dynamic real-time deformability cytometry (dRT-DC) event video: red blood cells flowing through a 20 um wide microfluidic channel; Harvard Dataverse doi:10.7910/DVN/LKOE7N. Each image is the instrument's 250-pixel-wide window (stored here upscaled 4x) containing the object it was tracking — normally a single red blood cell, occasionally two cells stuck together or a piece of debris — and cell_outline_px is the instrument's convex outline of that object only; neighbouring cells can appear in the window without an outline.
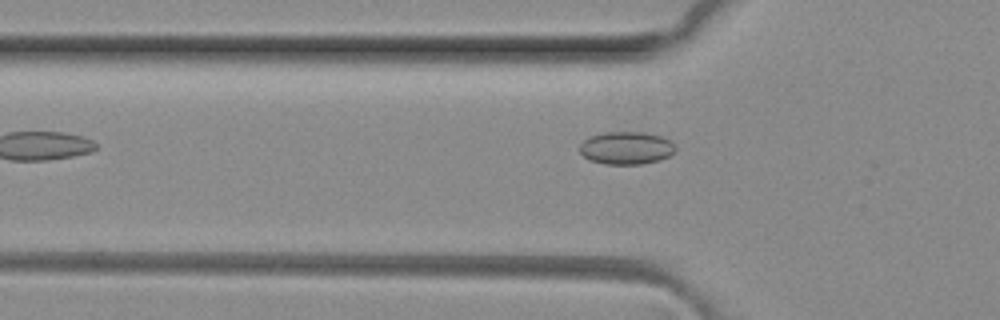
{"species": "common noctule bat (a hibernating species)", "species_latin": "Nyctalus noctula", "temperature_condition": "room temperature", "stored_images_in_passage": 6, "camera_frame_rate_fps": 3000, "um_per_image_px": 0.085, "animal": {"sex": "female", "body_mass_g": 29.2, "forearm_length_mm": 56.3}, "frame": {"image": 1, "passage_image": 5, "time_ms": 1.333, "image_size_px": [1000, 320], "cell_outline_px": [[676, 148], [668, 156], [660, 160], [640, 164], [604, 164], [588, 160], [580, 152], [580, 144], [588, 136], [604, 132], [644, 132], [660, 136], [668, 140]], "centroid_in_image_um": [53.18, 12.58], "position_along_channel_um": 72.6, "area_um2": 18.21}}
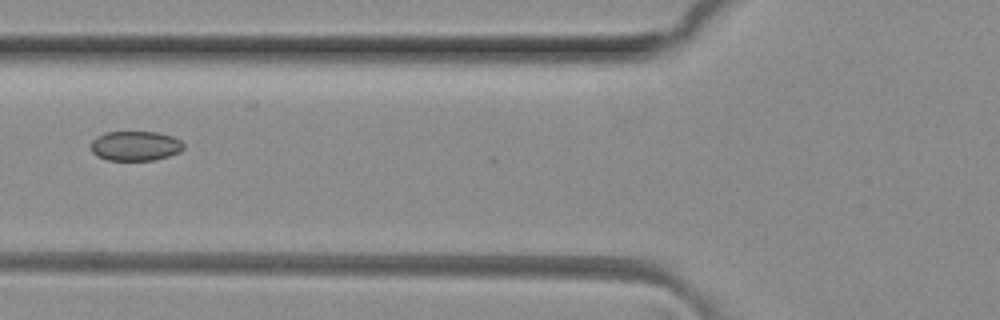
{"frame": {"image": 2, "passage_image": 6, "time_ms": 1.667, "image_size_px": [1000, 320], "cell_outline_px": [[184, 148], [180, 152], [156, 160], [108, 160], [96, 156], [92, 152], [92, 140], [96, 136], [104, 132], [156, 132], [172, 136], [180, 140], [184, 144]], "centroid_in_image_um": [11.51, 12.4], "position_along_channel_um": 114.3, "area_um2": 16.13}}